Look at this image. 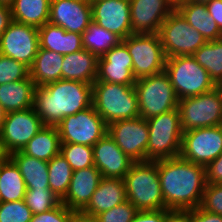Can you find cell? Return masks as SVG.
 Returning <instances> with one entry per match:
<instances>
[{"label": "cell", "mask_w": 222, "mask_h": 222, "mask_svg": "<svg viewBox=\"0 0 222 222\" xmlns=\"http://www.w3.org/2000/svg\"><path fill=\"white\" fill-rule=\"evenodd\" d=\"M165 209L192 210L200 207L206 187V167L180 156L157 160Z\"/></svg>", "instance_id": "cell-1"}, {"label": "cell", "mask_w": 222, "mask_h": 222, "mask_svg": "<svg viewBox=\"0 0 222 222\" xmlns=\"http://www.w3.org/2000/svg\"><path fill=\"white\" fill-rule=\"evenodd\" d=\"M90 106H93L92 84L60 79L35 88L33 108L44 125L57 126L65 116Z\"/></svg>", "instance_id": "cell-2"}, {"label": "cell", "mask_w": 222, "mask_h": 222, "mask_svg": "<svg viewBox=\"0 0 222 222\" xmlns=\"http://www.w3.org/2000/svg\"><path fill=\"white\" fill-rule=\"evenodd\" d=\"M123 180L126 198L138 211L165 209L157 161L134 162Z\"/></svg>", "instance_id": "cell-3"}, {"label": "cell", "mask_w": 222, "mask_h": 222, "mask_svg": "<svg viewBox=\"0 0 222 222\" xmlns=\"http://www.w3.org/2000/svg\"><path fill=\"white\" fill-rule=\"evenodd\" d=\"M92 87L93 107L107 125L140 116L134 85L95 81Z\"/></svg>", "instance_id": "cell-4"}, {"label": "cell", "mask_w": 222, "mask_h": 222, "mask_svg": "<svg viewBox=\"0 0 222 222\" xmlns=\"http://www.w3.org/2000/svg\"><path fill=\"white\" fill-rule=\"evenodd\" d=\"M146 121L149 128L147 161L178 157L183 135L178 108Z\"/></svg>", "instance_id": "cell-5"}, {"label": "cell", "mask_w": 222, "mask_h": 222, "mask_svg": "<svg viewBox=\"0 0 222 222\" xmlns=\"http://www.w3.org/2000/svg\"><path fill=\"white\" fill-rule=\"evenodd\" d=\"M164 72L179 100L201 95L217 87L207 70L192 55L167 58Z\"/></svg>", "instance_id": "cell-6"}, {"label": "cell", "mask_w": 222, "mask_h": 222, "mask_svg": "<svg viewBox=\"0 0 222 222\" xmlns=\"http://www.w3.org/2000/svg\"><path fill=\"white\" fill-rule=\"evenodd\" d=\"M134 87L137 92L140 117L145 120L174 110L178 106L179 99L164 71L136 79Z\"/></svg>", "instance_id": "cell-7"}, {"label": "cell", "mask_w": 222, "mask_h": 222, "mask_svg": "<svg viewBox=\"0 0 222 222\" xmlns=\"http://www.w3.org/2000/svg\"><path fill=\"white\" fill-rule=\"evenodd\" d=\"M177 108L183 132L222 125V88L182 98Z\"/></svg>", "instance_id": "cell-8"}, {"label": "cell", "mask_w": 222, "mask_h": 222, "mask_svg": "<svg viewBox=\"0 0 222 222\" xmlns=\"http://www.w3.org/2000/svg\"><path fill=\"white\" fill-rule=\"evenodd\" d=\"M121 42L132 57L133 75L136 79L164 71L167 57L158 33L131 34Z\"/></svg>", "instance_id": "cell-9"}, {"label": "cell", "mask_w": 222, "mask_h": 222, "mask_svg": "<svg viewBox=\"0 0 222 222\" xmlns=\"http://www.w3.org/2000/svg\"><path fill=\"white\" fill-rule=\"evenodd\" d=\"M158 34L167 58L191 56L207 42L176 9L161 24Z\"/></svg>", "instance_id": "cell-10"}, {"label": "cell", "mask_w": 222, "mask_h": 222, "mask_svg": "<svg viewBox=\"0 0 222 222\" xmlns=\"http://www.w3.org/2000/svg\"><path fill=\"white\" fill-rule=\"evenodd\" d=\"M61 144L94 146L108 132V125L93 106L65 116L57 124Z\"/></svg>", "instance_id": "cell-11"}, {"label": "cell", "mask_w": 222, "mask_h": 222, "mask_svg": "<svg viewBox=\"0 0 222 222\" xmlns=\"http://www.w3.org/2000/svg\"><path fill=\"white\" fill-rule=\"evenodd\" d=\"M222 153V125L183 132L180 157L207 167Z\"/></svg>", "instance_id": "cell-12"}, {"label": "cell", "mask_w": 222, "mask_h": 222, "mask_svg": "<svg viewBox=\"0 0 222 222\" xmlns=\"http://www.w3.org/2000/svg\"><path fill=\"white\" fill-rule=\"evenodd\" d=\"M44 127L34 108L9 112L6 115L0 137L3 149L9 156L23 147Z\"/></svg>", "instance_id": "cell-13"}, {"label": "cell", "mask_w": 222, "mask_h": 222, "mask_svg": "<svg viewBox=\"0 0 222 222\" xmlns=\"http://www.w3.org/2000/svg\"><path fill=\"white\" fill-rule=\"evenodd\" d=\"M107 134L134 162L147 161L149 128L142 117L118 120L108 125Z\"/></svg>", "instance_id": "cell-14"}, {"label": "cell", "mask_w": 222, "mask_h": 222, "mask_svg": "<svg viewBox=\"0 0 222 222\" xmlns=\"http://www.w3.org/2000/svg\"><path fill=\"white\" fill-rule=\"evenodd\" d=\"M39 49L38 28L12 21L0 37V54L31 67Z\"/></svg>", "instance_id": "cell-15"}, {"label": "cell", "mask_w": 222, "mask_h": 222, "mask_svg": "<svg viewBox=\"0 0 222 222\" xmlns=\"http://www.w3.org/2000/svg\"><path fill=\"white\" fill-rule=\"evenodd\" d=\"M132 34L159 33L161 24L175 9L168 0H129Z\"/></svg>", "instance_id": "cell-16"}, {"label": "cell", "mask_w": 222, "mask_h": 222, "mask_svg": "<svg viewBox=\"0 0 222 222\" xmlns=\"http://www.w3.org/2000/svg\"><path fill=\"white\" fill-rule=\"evenodd\" d=\"M92 20L125 39L132 34L129 0H90Z\"/></svg>", "instance_id": "cell-17"}, {"label": "cell", "mask_w": 222, "mask_h": 222, "mask_svg": "<svg viewBox=\"0 0 222 222\" xmlns=\"http://www.w3.org/2000/svg\"><path fill=\"white\" fill-rule=\"evenodd\" d=\"M92 21L90 0H51L49 23L65 31L84 33Z\"/></svg>", "instance_id": "cell-18"}, {"label": "cell", "mask_w": 222, "mask_h": 222, "mask_svg": "<svg viewBox=\"0 0 222 222\" xmlns=\"http://www.w3.org/2000/svg\"><path fill=\"white\" fill-rule=\"evenodd\" d=\"M94 166L102 177L123 179L134 163L106 134L93 147Z\"/></svg>", "instance_id": "cell-19"}, {"label": "cell", "mask_w": 222, "mask_h": 222, "mask_svg": "<svg viewBox=\"0 0 222 222\" xmlns=\"http://www.w3.org/2000/svg\"><path fill=\"white\" fill-rule=\"evenodd\" d=\"M101 179V172L95 166L73 171L67 193L61 202L72 211H82Z\"/></svg>", "instance_id": "cell-20"}, {"label": "cell", "mask_w": 222, "mask_h": 222, "mask_svg": "<svg viewBox=\"0 0 222 222\" xmlns=\"http://www.w3.org/2000/svg\"><path fill=\"white\" fill-rule=\"evenodd\" d=\"M126 200V189L123 179L102 177L96 191L82 212L97 216L101 212L124 203Z\"/></svg>", "instance_id": "cell-21"}, {"label": "cell", "mask_w": 222, "mask_h": 222, "mask_svg": "<svg viewBox=\"0 0 222 222\" xmlns=\"http://www.w3.org/2000/svg\"><path fill=\"white\" fill-rule=\"evenodd\" d=\"M39 47L67 55L83 48L82 34L65 31L62 27L49 22L38 28Z\"/></svg>", "instance_id": "cell-22"}, {"label": "cell", "mask_w": 222, "mask_h": 222, "mask_svg": "<svg viewBox=\"0 0 222 222\" xmlns=\"http://www.w3.org/2000/svg\"><path fill=\"white\" fill-rule=\"evenodd\" d=\"M98 57L88 50L64 55L62 79L93 84L97 77Z\"/></svg>", "instance_id": "cell-23"}, {"label": "cell", "mask_w": 222, "mask_h": 222, "mask_svg": "<svg viewBox=\"0 0 222 222\" xmlns=\"http://www.w3.org/2000/svg\"><path fill=\"white\" fill-rule=\"evenodd\" d=\"M35 88L31 78L0 84V104L7 113L32 108Z\"/></svg>", "instance_id": "cell-24"}, {"label": "cell", "mask_w": 222, "mask_h": 222, "mask_svg": "<svg viewBox=\"0 0 222 222\" xmlns=\"http://www.w3.org/2000/svg\"><path fill=\"white\" fill-rule=\"evenodd\" d=\"M19 168L26 189H50L48 176V161L30 157L21 151H16L8 156Z\"/></svg>", "instance_id": "cell-25"}, {"label": "cell", "mask_w": 222, "mask_h": 222, "mask_svg": "<svg viewBox=\"0 0 222 222\" xmlns=\"http://www.w3.org/2000/svg\"><path fill=\"white\" fill-rule=\"evenodd\" d=\"M63 58L62 54L39 47L34 62L29 68L30 78L36 87L62 79Z\"/></svg>", "instance_id": "cell-26"}, {"label": "cell", "mask_w": 222, "mask_h": 222, "mask_svg": "<svg viewBox=\"0 0 222 222\" xmlns=\"http://www.w3.org/2000/svg\"><path fill=\"white\" fill-rule=\"evenodd\" d=\"M175 9L205 38L206 41L222 38V32L212 16L208 14L206 4L186 1Z\"/></svg>", "instance_id": "cell-27"}, {"label": "cell", "mask_w": 222, "mask_h": 222, "mask_svg": "<svg viewBox=\"0 0 222 222\" xmlns=\"http://www.w3.org/2000/svg\"><path fill=\"white\" fill-rule=\"evenodd\" d=\"M60 136L56 126L44 127L23 147L22 153L43 161L60 154Z\"/></svg>", "instance_id": "cell-28"}, {"label": "cell", "mask_w": 222, "mask_h": 222, "mask_svg": "<svg viewBox=\"0 0 222 222\" xmlns=\"http://www.w3.org/2000/svg\"><path fill=\"white\" fill-rule=\"evenodd\" d=\"M51 0H14L12 21L37 28L49 22Z\"/></svg>", "instance_id": "cell-29"}, {"label": "cell", "mask_w": 222, "mask_h": 222, "mask_svg": "<svg viewBox=\"0 0 222 222\" xmlns=\"http://www.w3.org/2000/svg\"><path fill=\"white\" fill-rule=\"evenodd\" d=\"M26 185L19 168L7 157L0 163V196L2 202L24 200Z\"/></svg>", "instance_id": "cell-30"}, {"label": "cell", "mask_w": 222, "mask_h": 222, "mask_svg": "<svg viewBox=\"0 0 222 222\" xmlns=\"http://www.w3.org/2000/svg\"><path fill=\"white\" fill-rule=\"evenodd\" d=\"M121 41L122 39L119 36L99 26L93 20L89 23L84 33H82L83 48L98 58L102 57L114 46H117Z\"/></svg>", "instance_id": "cell-31"}, {"label": "cell", "mask_w": 222, "mask_h": 222, "mask_svg": "<svg viewBox=\"0 0 222 222\" xmlns=\"http://www.w3.org/2000/svg\"><path fill=\"white\" fill-rule=\"evenodd\" d=\"M217 86L222 84V38L207 41L193 55Z\"/></svg>", "instance_id": "cell-32"}, {"label": "cell", "mask_w": 222, "mask_h": 222, "mask_svg": "<svg viewBox=\"0 0 222 222\" xmlns=\"http://www.w3.org/2000/svg\"><path fill=\"white\" fill-rule=\"evenodd\" d=\"M73 170L60 154L48 161L49 187L61 200L67 193Z\"/></svg>", "instance_id": "cell-33"}, {"label": "cell", "mask_w": 222, "mask_h": 222, "mask_svg": "<svg viewBox=\"0 0 222 222\" xmlns=\"http://www.w3.org/2000/svg\"><path fill=\"white\" fill-rule=\"evenodd\" d=\"M60 155L66 159L73 171L94 166L93 148L89 145L61 144Z\"/></svg>", "instance_id": "cell-34"}, {"label": "cell", "mask_w": 222, "mask_h": 222, "mask_svg": "<svg viewBox=\"0 0 222 222\" xmlns=\"http://www.w3.org/2000/svg\"><path fill=\"white\" fill-rule=\"evenodd\" d=\"M95 81L134 85L136 83V78L133 75V66H118L110 65V63H98L97 77Z\"/></svg>", "instance_id": "cell-35"}, {"label": "cell", "mask_w": 222, "mask_h": 222, "mask_svg": "<svg viewBox=\"0 0 222 222\" xmlns=\"http://www.w3.org/2000/svg\"><path fill=\"white\" fill-rule=\"evenodd\" d=\"M24 202L30 208L32 214H40L57 207L61 200L51 189H26Z\"/></svg>", "instance_id": "cell-36"}, {"label": "cell", "mask_w": 222, "mask_h": 222, "mask_svg": "<svg viewBox=\"0 0 222 222\" xmlns=\"http://www.w3.org/2000/svg\"><path fill=\"white\" fill-rule=\"evenodd\" d=\"M30 78L29 67L11 57L0 54V84Z\"/></svg>", "instance_id": "cell-37"}, {"label": "cell", "mask_w": 222, "mask_h": 222, "mask_svg": "<svg viewBox=\"0 0 222 222\" xmlns=\"http://www.w3.org/2000/svg\"><path fill=\"white\" fill-rule=\"evenodd\" d=\"M32 215L24 200L0 203V222H30Z\"/></svg>", "instance_id": "cell-38"}, {"label": "cell", "mask_w": 222, "mask_h": 222, "mask_svg": "<svg viewBox=\"0 0 222 222\" xmlns=\"http://www.w3.org/2000/svg\"><path fill=\"white\" fill-rule=\"evenodd\" d=\"M137 212L136 207L126 200L112 209L101 212L97 217L101 222H132Z\"/></svg>", "instance_id": "cell-39"}, {"label": "cell", "mask_w": 222, "mask_h": 222, "mask_svg": "<svg viewBox=\"0 0 222 222\" xmlns=\"http://www.w3.org/2000/svg\"><path fill=\"white\" fill-rule=\"evenodd\" d=\"M200 207L222 216V184H206Z\"/></svg>", "instance_id": "cell-40"}, {"label": "cell", "mask_w": 222, "mask_h": 222, "mask_svg": "<svg viewBox=\"0 0 222 222\" xmlns=\"http://www.w3.org/2000/svg\"><path fill=\"white\" fill-rule=\"evenodd\" d=\"M98 63H110V65L118 66H133L132 57L130 56L127 47L122 42L111 48L102 57H99Z\"/></svg>", "instance_id": "cell-41"}, {"label": "cell", "mask_w": 222, "mask_h": 222, "mask_svg": "<svg viewBox=\"0 0 222 222\" xmlns=\"http://www.w3.org/2000/svg\"><path fill=\"white\" fill-rule=\"evenodd\" d=\"M72 214L73 211L61 202L47 212L33 214L30 222H70Z\"/></svg>", "instance_id": "cell-42"}, {"label": "cell", "mask_w": 222, "mask_h": 222, "mask_svg": "<svg viewBox=\"0 0 222 222\" xmlns=\"http://www.w3.org/2000/svg\"><path fill=\"white\" fill-rule=\"evenodd\" d=\"M207 184H222V153L206 167Z\"/></svg>", "instance_id": "cell-43"}, {"label": "cell", "mask_w": 222, "mask_h": 222, "mask_svg": "<svg viewBox=\"0 0 222 222\" xmlns=\"http://www.w3.org/2000/svg\"><path fill=\"white\" fill-rule=\"evenodd\" d=\"M189 222H222V216L197 207L189 210Z\"/></svg>", "instance_id": "cell-44"}, {"label": "cell", "mask_w": 222, "mask_h": 222, "mask_svg": "<svg viewBox=\"0 0 222 222\" xmlns=\"http://www.w3.org/2000/svg\"><path fill=\"white\" fill-rule=\"evenodd\" d=\"M165 209L138 211L132 222H164Z\"/></svg>", "instance_id": "cell-45"}, {"label": "cell", "mask_w": 222, "mask_h": 222, "mask_svg": "<svg viewBox=\"0 0 222 222\" xmlns=\"http://www.w3.org/2000/svg\"><path fill=\"white\" fill-rule=\"evenodd\" d=\"M208 14L212 16L222 32V0H211L206 4Z\"/></svg>", "instance_id": "cell-46"}, {"label": "cell", "mask_w": 222, "mask_h": 222, "mask_svg": "<svg viewBox=\"0 0 222 222\" xmlns=\"http://www.w3.org/2000/svg\"><path fill=\"white\" fill-rule=\"evenodd\" d=\"M164 222H189V210L165 209Z\"/></svg>", "instance_id": "cell-47"}, {"label": "cell", "mask_w": 222, "mask_h": 222, "mask_svg": "<svg viewBox=\"0 0 222 222\" xmlns=\"http://www.w3.org/2000/svg\"><path fill=\"white\" fill-rule=\"evenodd\" d=\"M12 22L11 7L0 4V37Z\"/></svg>", "instance_id": "cell-48"}, {"label": "cell", "mask_w": 222, "mask_h": 222, "mask_svg": "<svg viewBox=\"0 0 222 222\" xmlns=\"http://www.w3.org/2000/svg\"><path fill=\"white\" fill-rule=\"evenodd\" d=\"M70 222H101L97 216L88 215L82 211H73Z\"/></svg>", "instance_id": "cell-49"}, {"label": "cell", "mask_w": 222, "mask_h": 222, "mask_svg": "<svg viewBox=\"0 0 222 222\" xmlns=\"http://www.w3.org/2000/svg\"><path fill=\"white\" fill-rule=\"evenodd\" d=\"M7 112L5 111V109L3 108V106L0 104V130L3 127L5 118H6Z\"/></svg>", "instance_id": "cell-50"}, {"label": "cell", "mask_w": 222, "mask_h": 222, "mask_svg": "<svg viewBox=\"0 0 222 222\" xmlns=\"http://www.w3.org/2000/svg\"><path fill=\"white\" fill-rule=\"evenodd\" d=\"M7 157H8V155L5 153V151L3 149L1 137H0V163H2Z\"/></svg>", "instance_id": "cell-51"}, {"label": "cell", "mask_w": 222, "mask_h": 222, "mask_svg": "<svg viewBox=\"0 0 222 222\" xmlns=\"http://www.w3.org/2000/svg\"><path fill=\"white\" fill-rule=\"evenodd\" d=\"M168 1L174 6V8H176L177 6L188 0H168Z\"/></svg>", "instance_id": "cell-52"}, {"label": "cell", "mask_w": 222, "mask_h": 222, "mask_svg": "<svg viewBox=\"0 0 222 222\" xmlns=\"http://www.w3.org/2000/svg\"><path fill=\"white\" fill-rule=\"evenodd\" d=\"M14 3V0H0V4L11 6Z\"/></svg>", "instance_id": "cell-53"}, {"label": "cell", "mask_w": 222, "mask_h": 222, "mask_svg": "<svg viewBox=\"0 0 222 222\" xmlns=\"http://www.w3.org/2000/svg\"><path fill=\"white\" fill-rule=\"evenodd\" d=\"M189 2H194V3H198V4H207L208 2H210L211 0H188Z\"/></svg>", "instance_id": "cell-54"}]
</instances>
